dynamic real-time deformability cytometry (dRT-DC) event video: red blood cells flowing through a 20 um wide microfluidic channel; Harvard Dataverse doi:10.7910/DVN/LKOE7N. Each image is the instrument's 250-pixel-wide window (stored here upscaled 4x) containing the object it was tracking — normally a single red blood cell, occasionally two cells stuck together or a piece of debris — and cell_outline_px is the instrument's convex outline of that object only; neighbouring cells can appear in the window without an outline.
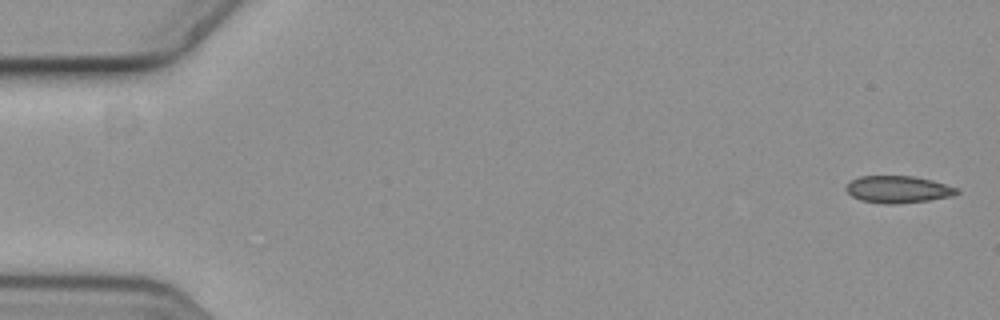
{"species": "common noctule bat (a hibernating species)", "species_latin": "Nyctalus noctula", "temperature_condition": "cold", "stored_images_in_passage": 6, "camera_frame_rate_fps": 3000, "um_per_image_px": 0.085, "animal": {"sex": "female", "body_mass_g": 19.3, "forearm_length_mm": 54.1}, "frame": {"image": 1, "passage_image": 1, "time_ms": 0.0, "image_size_px": [1000, 320], "cell_outline_px": [[960, 192], [952, 196], [928, 200], [892, 204], [884, 204], [860, 200], [852, 196], [844, 188], [852, 180], [860, 176], [912, 176], [932, 180], [956, 188]], "centroid_in_image_um": [76.31, 16.1], "position_along_channel_um": 8.7, "area_um2": 17.28}}
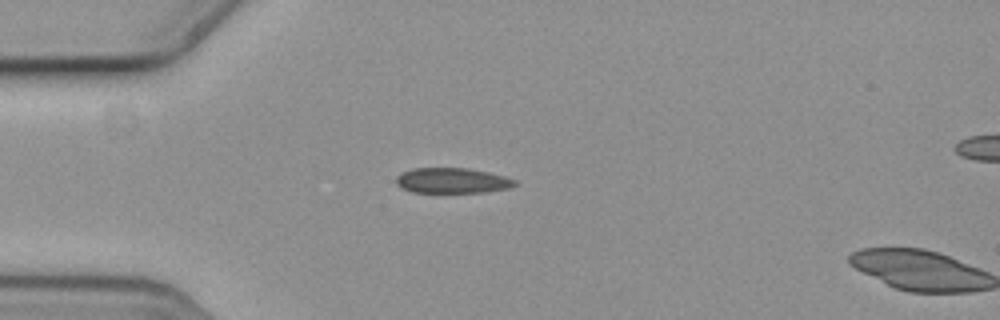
{"frame": {"image": 2, "passage_image": 5, "time_ms": 1.333, "image_size_px": [1000, 320], "cell_outline_px": [[516, 184], [508, 188], [488, 192], [412, 192], [400, 188], [396, 184], [396, 176], [412, 168], [468, 168], [488, 172], [504, 176], [516, 180]], "centroid_in_image_um": [38.41, 15.35], "position_along_channel_um": 46.6, "area_um2": 17.51}}